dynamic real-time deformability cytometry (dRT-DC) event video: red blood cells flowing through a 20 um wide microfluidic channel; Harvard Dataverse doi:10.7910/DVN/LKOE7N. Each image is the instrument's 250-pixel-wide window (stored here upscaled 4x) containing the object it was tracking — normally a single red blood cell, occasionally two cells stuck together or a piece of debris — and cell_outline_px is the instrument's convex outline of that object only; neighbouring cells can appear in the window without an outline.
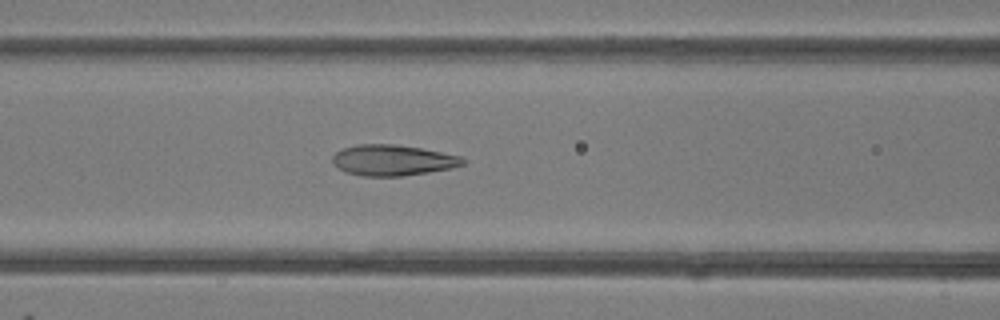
{"species": "common noctule bat (a hibernating species)", "species_latin": "Nyctalus noctula", "temperature_condition": "room temperature", "stored_images_in_passage": 40, "camera_frame_rate_fps": 3000, "um_per_image_px": 0.085, "animal": {"sex": "female"}, "frame": {"image": 1, "passage_image": 12, "time_ms": 3.667, "image_size_px": [1000, 320], "cell_outline_px": [[468, 160], [464, 164], [452, 168], [404, 176], [360, 176], [344, 172], [332, 160], [332, 156], [336, 152], [344, 148], [356, 144], [396, 144], [420, 148], [464, 156]], "centroid_in_image_um": [33.43, 13.62], "position_along_channel_um": 133.2, "area_um2": 23.58}}
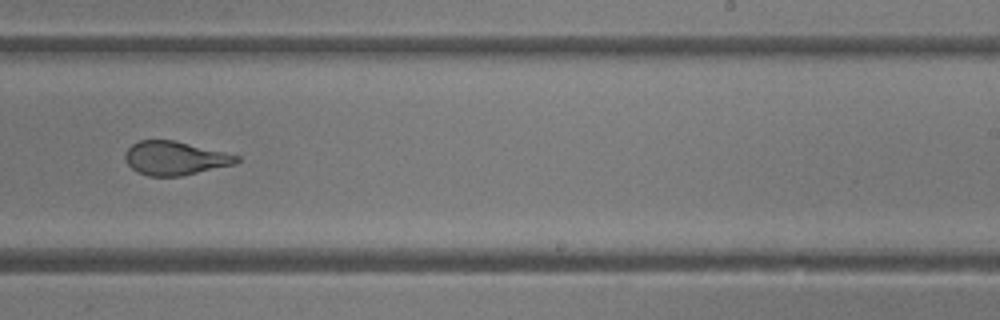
{"frame": {"image": 2, "passage_image": 22, "time_ms": 7.0, "image_size_px": [1000, 320], "cell_outline_px": [[240, 160], [236, 164], [180, 176], [148, 176], [136, 172], [128, 164], [124, 156], [128, 148], [132, 144], [140, 140], [172, 140], [224, 152], [240, 156]], "centroid_in_image_um": [14.86, 13.45], "position_along_channel_um": 274.1, "area_um2": 21.73}}
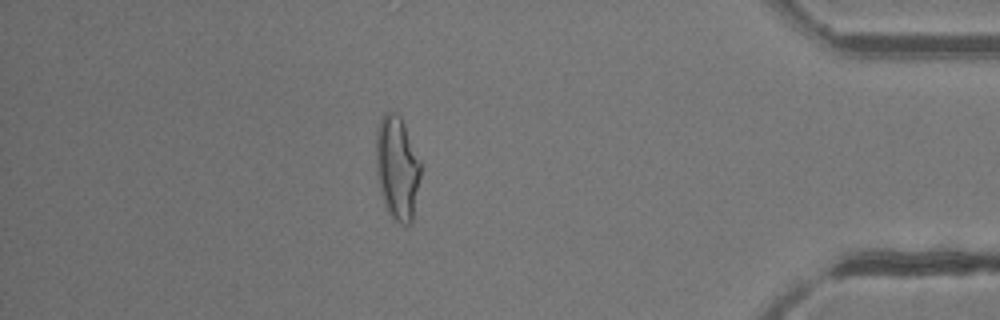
{"frame": {"image": 3, "passage_image": 34, "time_ms": 11.0, "image_size_px": [1000, 320], "cell_outline_px": [[420, 176], [412, 224], [400, 224], [388, 212], [384, 204], [380, 192], [376, 172], [376, 132], [380, 120], [384, 112], [396, 112], [400, 116], [404, 124], [420, 160]], "centroid_in_image_um": [33.75, 14.27], "position_along_channel_um": 401.5, "area_um2": 26.99}, "authors_computed_cell_mechanics": {"area_um2": 23.9292, "velocity_mm_per_s": 4.244, "shape_relaxation_time_tau1_ms": 5.0127, "shape_relaxation_time_tau2_ms": 0.9751, "deformation_change_tau1": 0.1962, "deformation_change_tau2": 0.094}}